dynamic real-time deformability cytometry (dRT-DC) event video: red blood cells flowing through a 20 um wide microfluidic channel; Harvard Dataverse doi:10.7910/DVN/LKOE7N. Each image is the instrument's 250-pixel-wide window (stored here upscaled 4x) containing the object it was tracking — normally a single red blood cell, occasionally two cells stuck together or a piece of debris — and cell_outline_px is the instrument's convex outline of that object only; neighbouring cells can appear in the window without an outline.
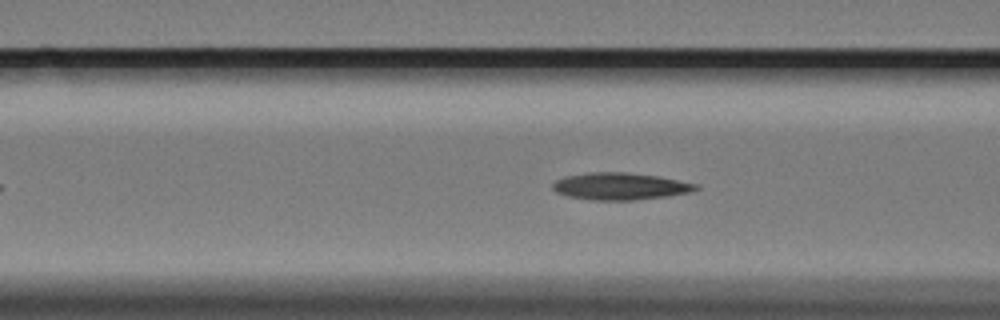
{"species": "Egyptian fruit bat (a non-hibernating species)", "species_latin": "Rousettus aegyptiacus", "temperature_condition": "cold", "stored_images_in_passage": 50, "camera_frame_rate_fps": 3000, "um_per_image_px": 0.085, "animal": {"sex": "female"}, "frame": {"image": 1, "passage_image": 12, "time_ms": 3.667, "image_size_px": [1000, 320], "cell_outline_px": [[700, 188], [692, 192], [668, 196], [636, 200], [592, 200], [568, 196], [556, 192], [552, 188], [552, 184], [556, 180], [568, 176], [588, 172], [628, 172], [656, 176], [700, 184]], "centroid_in_image_um": [52.75, 15.83], "position_along_channel_um": 113.8, "area_um2": 22.66}}
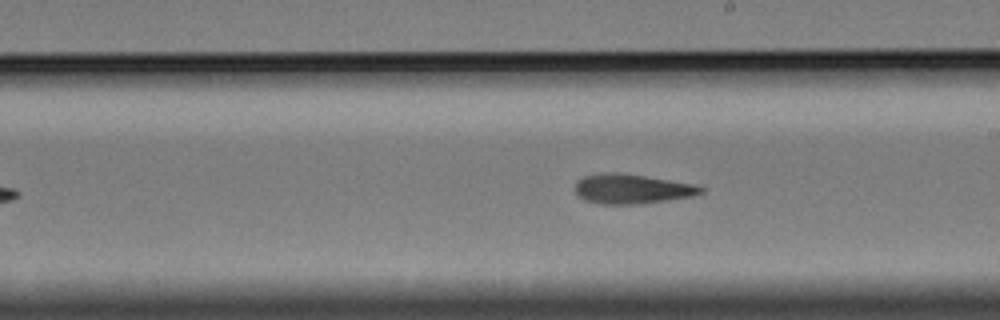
{"frame": {"image": 2, "passage_image": 23, "time_ms": 7.333, "image_size_px": [1000, 320], "cell_outline_px": [[704, 192], [696, 196], [640, 204], [600, 204], [584, 200], [576, 196], [576, 180], [584, 176], [612, 172], [616, 172], [644, 176], [696, 184], [704, 188]], "centroid_in_image_um": [53.73, 16.07], "position_along_channel_um": 235.3, "area_um2": 21.85}}
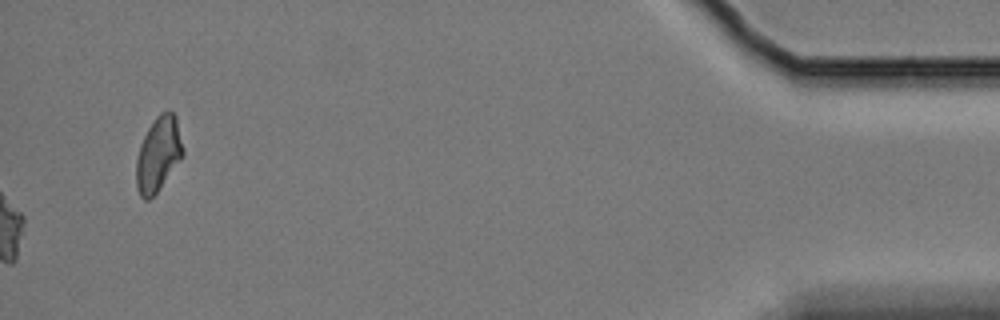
{"frame": {"image": 3, "passage_image": 50, "time_ms": 16.333, "image_size_px": [1000, 320], "cell_outline_px": [[184, 152], [180, 160], [156, 192], [148, 200], [144, 200], [140, 196], [136, 188], [136, 160], [140, 144], [148, 128], [156, 116], [160, 112], [172, 112], [176, 116]], "centroid_in_image_um": [13.44, 13.1], "position_along_channel_um": 421.8, "area_um2": 20.06}, "authors_computed_cell_mechanics": {"area_um2": 21.6461, "velocity_mm_per_s": 3.3048, "shape_relaxation_time_tau1_ms": null, "shape_relaxation_time_tau2_ms": 4.7312, "deformation_change_tau1": null, "deformation_change_tau2": 0.1415}}